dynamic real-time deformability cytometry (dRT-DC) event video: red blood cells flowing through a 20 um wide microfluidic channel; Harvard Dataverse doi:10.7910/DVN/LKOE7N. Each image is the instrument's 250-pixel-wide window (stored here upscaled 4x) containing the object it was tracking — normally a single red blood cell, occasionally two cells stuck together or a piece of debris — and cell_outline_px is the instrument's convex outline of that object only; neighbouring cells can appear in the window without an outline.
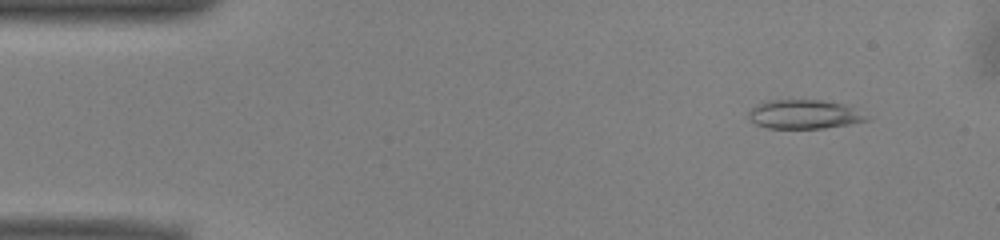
{"species": "common noctule bat (a hibernating species)", "species_latin": "Nyctalus noctula", "temperature_condition": "warm", "stored_images_in_passage": 51, "camera_frame_rate_fps": 3000, "um_per_image_px": 0.085, "animal": {"sex": "male", "body_mass_g": 13.0, "forearm_length_mm": 53.1}, "frame": {"image": 1, "passage_image": 5, "time_ms": 1.333, "image_size_px": [1000, 240], "cell_outline_px": [[872, 120], [824, 128], [768, 128], [756, 124], [748, 116], [748, 112], [752, 108], [760, 104], [772, 100], [824, 100], [844, 104]], "centroid_in_image_um": [68.35, 9.72], "position_along_channel_um": 16.7, "area_um2": 19.54}}
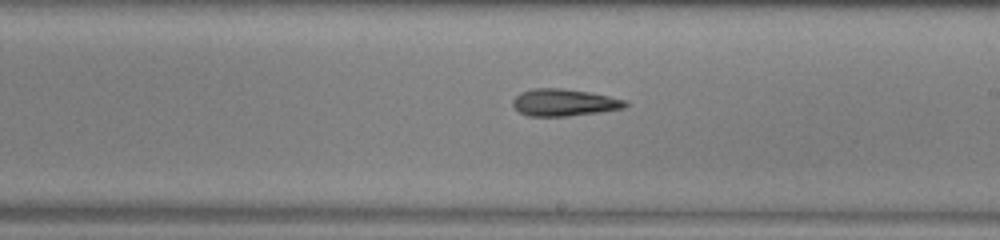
{"frame": {"image": 2, "passage_image": 29, "time_ms": 9.333, "image_size_px": [1000, 240], "cell_outline_px": [[628, 104], [624, 108], [600, 112], [568, 116], [528, 116], [520, 112], [512, 104], [512, 100], [520, 92], [532, 88], [564, 88], [588, 92], [608, 96], [624, 100]], "centroid_in_image_um": [47.91, 8.71], "position_along_channel_um": 241.1, "area_um2": 17.69}}
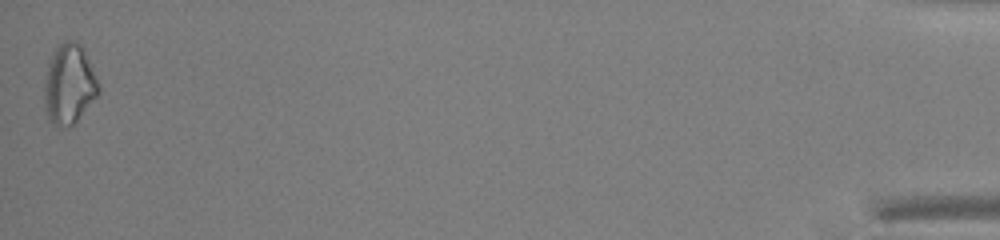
{"frame": {"image": 3, "passage_image": 51, "time_ms": 16.667, "image_size_px": [1000, 240], "cell_outline_px": [[100, 92], [76, 120], [72, 124], [52, 124], [48, 120], [44, 104], [44, 88], [48, 64], [52, 52], [64, 40], [76, 40], [84, 48], [100, 84]], "centroid_in_image_um": [5.88, 7.09], "position_along_channel_um": 429.3, "area_um2": 25.09}}